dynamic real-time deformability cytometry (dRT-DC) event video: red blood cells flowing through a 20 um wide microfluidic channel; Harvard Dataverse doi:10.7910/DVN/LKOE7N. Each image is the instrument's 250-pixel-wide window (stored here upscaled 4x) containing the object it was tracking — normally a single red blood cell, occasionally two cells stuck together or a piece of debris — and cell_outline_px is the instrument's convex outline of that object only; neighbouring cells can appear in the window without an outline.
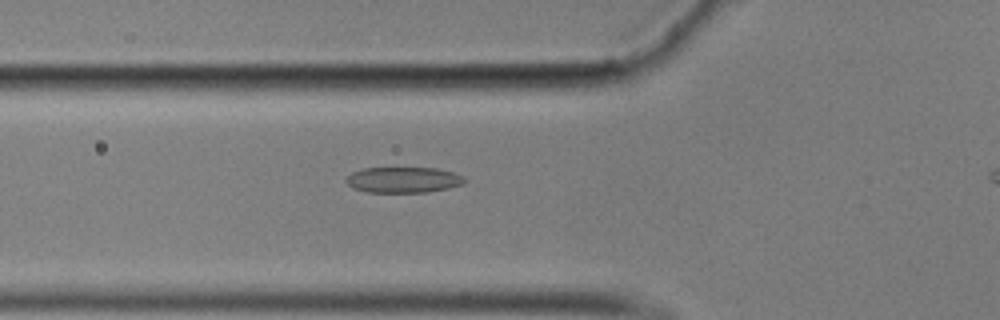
{"species": "common noctule bat (a hibernating species)", "species_latin": "Nyctalus noctula", "temperature_condition": "cold", "stored_images_in_passage": 35, "camera_frame_rate_fps": 3000, "um_per_image_px": 0.085, "animal": {"sex": "male", "body_mass_g": 17.9}, "frame": {"image": 1, "passage_image": 4, "time_ms": 1.0, "image_size_px": [1000, 320], "cell_outline_px": [[464, 184], [448, 188], [428, 192], [368, 192], [352, 188], [344, 180], [352, 172], [364, 168], [436, 168], [452, 172], [464, 176]], "centroid_in_image_um": [34.27, 15.29], "position_along_channel_um": 91.5, "area_um2": 17.74}}
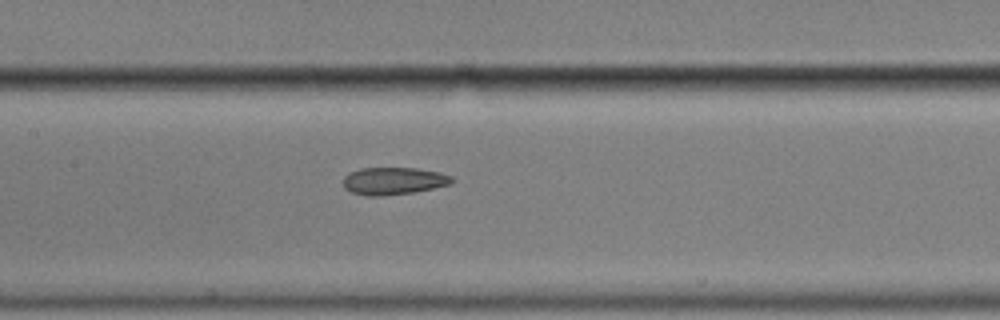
{"frame": {"image": 2, "passage_image": 11, "time_ms": 3.333, "image_size_px": [1000, 320], "cell_outline_px": [[456, 180], [452, 184], [416, 192], [384, 196], [364, 196], [352, 192], [344, 188], [344, 176], [348, 172], [360, 168], [416, 168], [440, 172], [452, 176]], "centroid_in_image_um": [33.48, 15.38], "position_along_channel_um": 173.9, "area_um2": 17.69}}
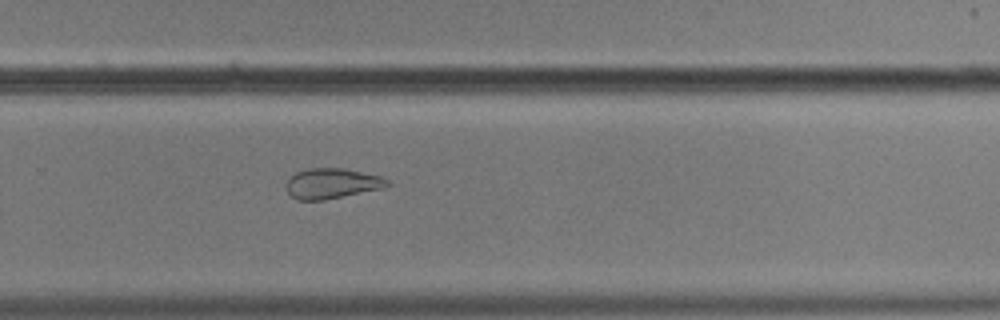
{"frame": {"image": 3, "passage_image": 22, "time_ms": 7.0, "image_size_px": [1000, 320], "cell_outline_px": [[392, 184], [384, 188], [324, 200], [296, 200], [284, 188], [284, 184], [288, 176], [296, 172], [308, 168], [344, 168], [380, 176], [388, 180]], "centroid_in_image_um": [28.17, 15.59], "position_along_channel_um": 301.6, "area_um2": 18.15}}